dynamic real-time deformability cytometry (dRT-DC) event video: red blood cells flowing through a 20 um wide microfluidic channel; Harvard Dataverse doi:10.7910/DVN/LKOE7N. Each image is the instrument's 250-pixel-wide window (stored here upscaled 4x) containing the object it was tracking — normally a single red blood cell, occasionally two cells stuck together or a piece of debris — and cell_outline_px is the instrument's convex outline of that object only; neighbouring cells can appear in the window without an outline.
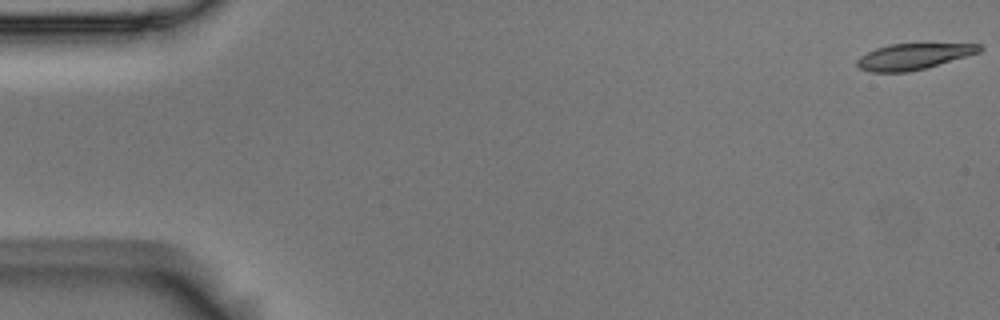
{"species": "Egyptian fruit bat (a non-hibernating species)", "species_latin": "Rousettus aegyptiacus", "temperature_condition": "room temperature", "stored_images_in_passage": 15, "camera_frame_rate_fps": 3000, "um_per_image_px": 0.085, "animal": {"sex": "male"}, "frame": {"image": 1, "passage_image": 1, "time_ms": 0.0, "image_size_px": [1000, 320], "cell_outline_px": [[984, 48], [980, 52], [924, 68], [908, 72], [868, 72], [860, 68], [856, 64], [856, 60], [860, 56], [876, 48], [888, 44], [980, 44]], "centroid_in_image_um": [77.6, 4.8], "position_along_channel_um": 7.4, "area_um2": 18.32}}
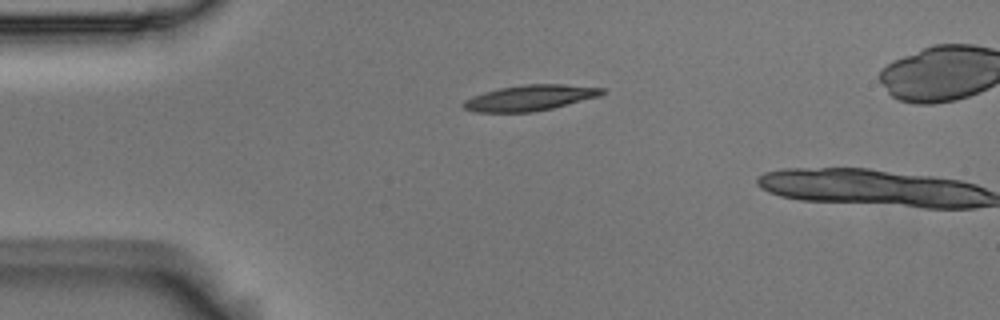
{"frame": {"image": 2, "passage_image": 13, "time_ms": 4.0, "image_size_px": [1000, 320], "cell_outline_px": [[604, 92], [600, 96], [552, 108], [532, 112], [472, 112], [464, 108], [460, 104], [464, 100], [472, 96], [484, 92], [500, 88], [524, 84], [564, 84], [604, 88]], "centroid_in_image_um": [45.01, 8.32], "position_along_channel_um": 40.0, "area_um2": 20.75}}